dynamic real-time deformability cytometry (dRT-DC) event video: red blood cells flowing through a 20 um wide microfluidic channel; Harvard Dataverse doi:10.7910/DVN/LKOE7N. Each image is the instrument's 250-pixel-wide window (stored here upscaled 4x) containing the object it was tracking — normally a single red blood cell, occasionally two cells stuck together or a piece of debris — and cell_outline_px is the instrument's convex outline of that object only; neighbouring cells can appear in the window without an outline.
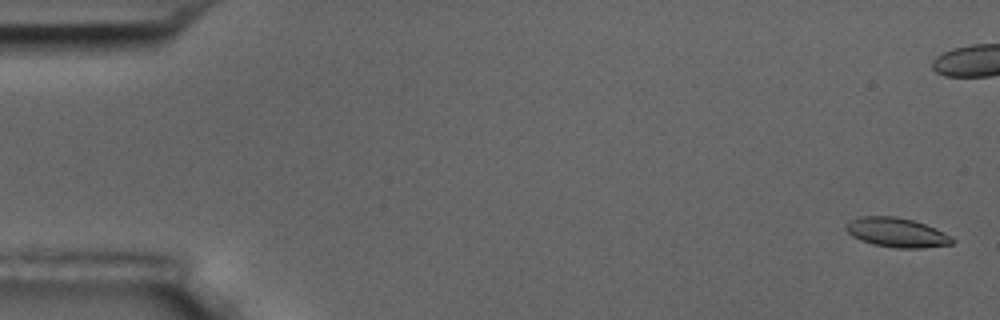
{"species": "common noctule bat (a hibernating species)", "species_latin": "Nyctalus noctula", "temperature_condition": "room temperature", "stored_images_in_passage": 9, "camera_frame_rate_fps": 3000, "um_per_image_px": 0.085, "animal": {"sex": "male", "body_mass_g": 17.5, "forearm_length_mm": 52.3}, "frame": {"image": 1, "passage_image": 1, "time_ms": 0.0, "image_size_px": [1000, 320], "cell_outline_px": [[956, 240], [952, 244], [920, 248], [896, 248], [872, 244], [860, 240], [852, 236], [844, 228], [844, 224], [860, 216], [896, 216], [912, 220], [924, 224], [944, 232], [952, 236]], "centroid_in_image_um": [76.21, 19.76], "position_along_channel_um": 8.8, "area_um2": 18.26}}
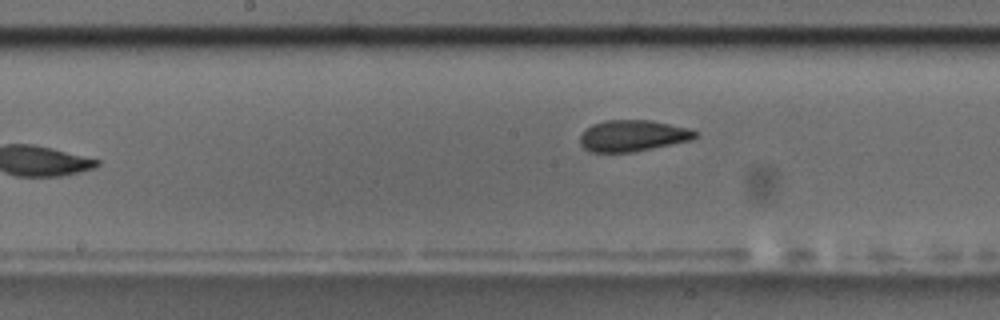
{"frame": {"image": 2, "passage_image": 9, "time_ms": 10.333, "image_size_px": [1000, 320], "cell_outline_px": [[700, 136], [692, 140], [632, 152], [588, 152], [580, 144], [580, 136], [592, 124], [604, 120], [652, 120], [688, 128], [700, 132]], "centroid_in_image_um": [53.82, 11.53], "position_along_channel_um": 194.4, "area_um2": 21.15}}